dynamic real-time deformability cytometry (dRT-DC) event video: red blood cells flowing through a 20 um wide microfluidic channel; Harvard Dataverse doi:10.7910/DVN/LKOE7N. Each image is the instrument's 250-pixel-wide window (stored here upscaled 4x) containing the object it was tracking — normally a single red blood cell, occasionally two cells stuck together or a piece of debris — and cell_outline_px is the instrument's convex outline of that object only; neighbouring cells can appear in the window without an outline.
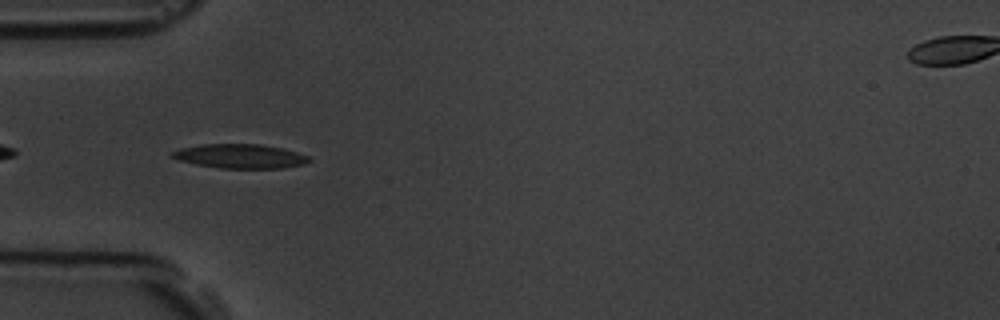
{"species": "common noctule bat (a hibernating species)", "species_latin": "Nyctalus noctula", "temperature_condition": "room temperature", "stored_images_in_passage": 4, "camera_frame_rate_fps": 3000, "um_per_image_px": 0.085, "animal": {"sex": "male", "body_mass_g": 19.5, "forearm_length_mm": 54.6}, "frame": {"image": 1, "passage_image": 3, "time_ms": 2.333, "image_size_px": [1000, 320], "cell_outline_px": [[312, 160], [304, 164], [284, 168], [220, 168], [196, 164], [180, 160], [168, 156], [168, 152], [180, 148], [200, 144], [260, 144], [284, 148], [312, 156]], "centroid_in_image_um": [20.43, 13.27], "position_along_channel_um": 64.6, "area_um2": 19.65}}
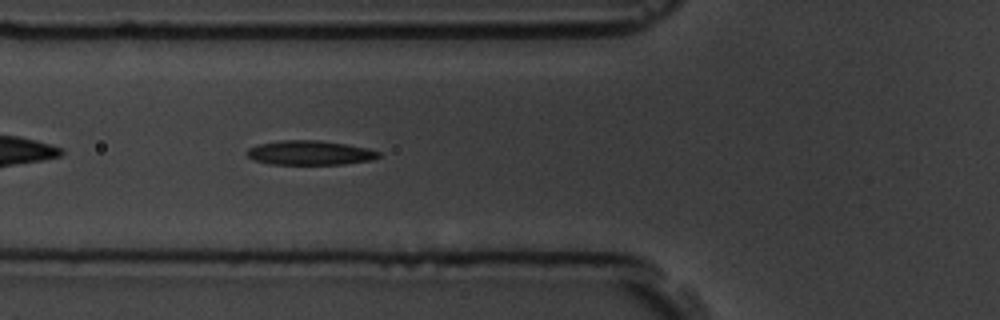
{"frame": {"image": 2, "passage_image": 4, "time_ms": 3.333, "image_size_px": [1000, 320], "cell_outline_px": [[380, 156], [372, 160], [344, 164], [268, 164], [256, 160], [248, 156], [248, 148], [260, 144], [284, 140], [320, 140], [368, 148], [380, 152]], "centroid_in_image_um": [26.38, 12.99], "position_along_channel_um": 99.4, "area_um2": 18.5}}